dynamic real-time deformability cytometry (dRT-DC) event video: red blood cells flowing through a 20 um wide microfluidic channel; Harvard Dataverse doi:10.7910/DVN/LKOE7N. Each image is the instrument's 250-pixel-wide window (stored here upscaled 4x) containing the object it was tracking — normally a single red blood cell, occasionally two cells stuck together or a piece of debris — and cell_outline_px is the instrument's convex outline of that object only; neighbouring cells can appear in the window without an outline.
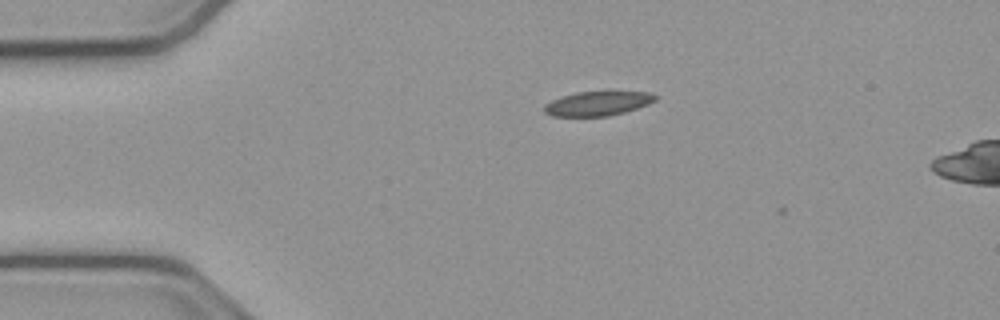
{"species": "common noctule bat (a hibernating species)", "species_latin": "Nyctalus noctula", "temperature_condition": "cold", "stored_images_in_passage": 5, "camera_frame_rate_fps": 3000, "um_per_image_px": 0.085, "animal": {"sex": "male", "body_mass_g": 23.1, "forearm_length_mm": 52.7}, "frame": {"image": 1, "passage_image": 2, "time_ms": 0.333, "image_size_px": [1000, 320], "cell_outline_px": [[656, 100], [648, 104], [624, 112], [608, 116], [552, 116], [544, 112], [544, 104], [560, 96], [576, 92], [648, 92], [656, 96]], "centroid_in_image_um": [50.75, 8.8], "position_along_channel_um": 34.2, "area_um2": 15.61}}